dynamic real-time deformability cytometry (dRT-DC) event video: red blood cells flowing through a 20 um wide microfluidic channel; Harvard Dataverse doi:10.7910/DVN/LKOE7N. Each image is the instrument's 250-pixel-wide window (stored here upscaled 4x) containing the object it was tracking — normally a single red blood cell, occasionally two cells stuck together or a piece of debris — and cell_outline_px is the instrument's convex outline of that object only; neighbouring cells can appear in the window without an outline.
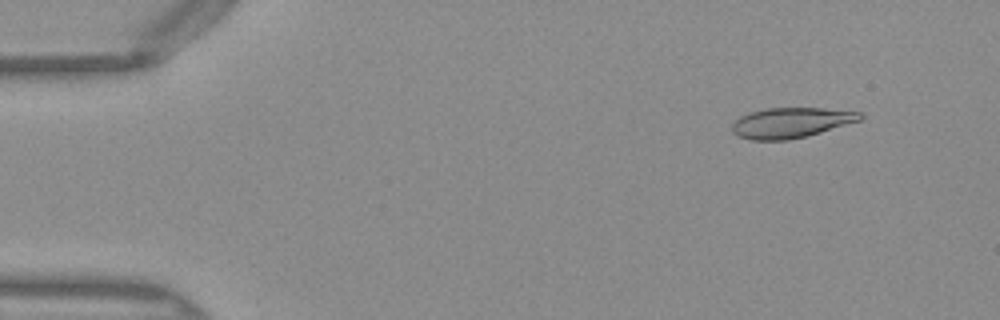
{"species": "Egyptian fruit bat (a non-hibernating species)", "species_latin": "Rousettus aegyptiacus", "temperature_condition": "warm", "stored_images_in_passage": 50, "camera_frame_rate_fps": 3000, "um_per_image_px": 0.085, "frame": {"image": 1, "passage_image": 5, "time_ms": 1.333, "image_size_px": [1000, 320], "cell_outline_px": [[864, 116], [860, 120], [808, 136], [788, 140], [752, 140], [736, 136], [732, 132], [732, 124], [740, 116], [764, 108], [824, 108], [864, 112]], "centroid_in_image_um": [67.24, 10.43], "position_along_channel_um": 17.8, "area_um2": 22.72}}
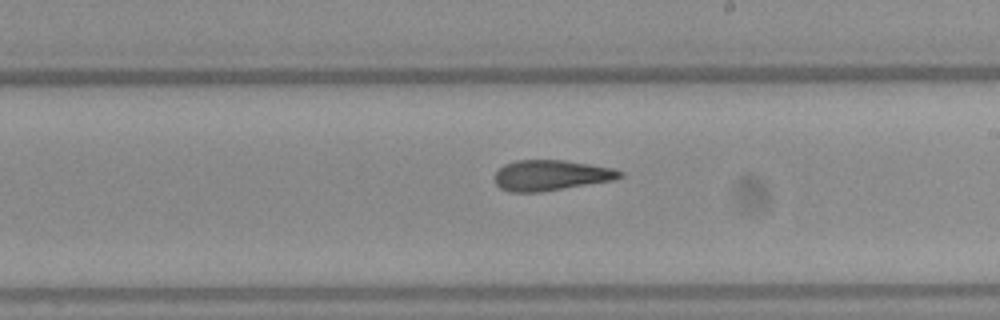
{"frame": {"image": 2, "passage_image": 29, "time_ms": 9.333, "image_size_px": [1000, 320], "cell_outline_px": [[624, 176], [616, 180], [540, 192], [508, 192], [500, 188], [496, 184], [496, 172], [504, 164], [516, 160], [564, 160], [612, 168], [624, 172]], "centroid_in_image_um": [46.85, 14.9], "position_along_channel_um": 242.1, "area_um2": 22.31}}
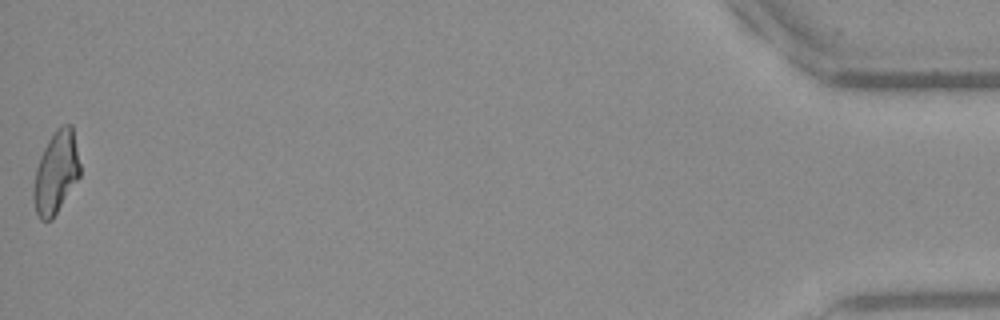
{"frame": {"image": 3, "passage_image": 50, "time_ms": 16.333, "image_size_px": [1000, 320], "cell_outline_px": [[80, 176], [52, 220], [40, 220], [36, 212], [32, 196], [32, 188], [36, 168], [40, 156], [48, 140], [56, 128], [60, 124], [72, 124], [80, 164]], "centroid_in_image_um": [4.75, 14.65], "position_along_channel_um": 430.5, "area_um2": 22.43}, "authors_computed_cell_mechanics": {"area_um2": 22.6576, "velocity_mm_per_s": 4.0573, "shape_relaxation_time_tau1_ms": 6.2383, "shape_relaxation_time_tau2_ms": 3.2091, "deformation_change_tau1": 0.2171, "deformation_change_tau2": 0.1333}}